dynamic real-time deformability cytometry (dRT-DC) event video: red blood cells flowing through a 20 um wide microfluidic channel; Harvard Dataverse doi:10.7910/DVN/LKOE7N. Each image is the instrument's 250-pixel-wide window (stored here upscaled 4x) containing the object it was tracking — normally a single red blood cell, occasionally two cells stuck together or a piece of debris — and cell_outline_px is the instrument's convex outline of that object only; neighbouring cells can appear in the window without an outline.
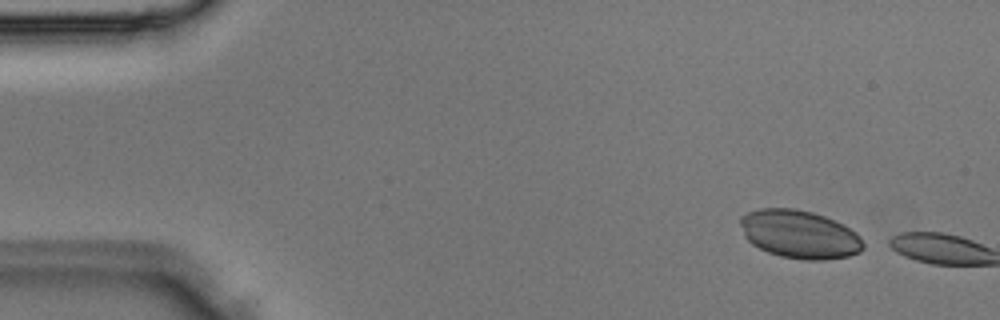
{"species": "Egyptian fruit bat (a non-hibernating species)", "species_latin": "Rousettus aegyptiacus", "temperature_condition": "room temperature", "stored_images_in_passage": 4, "camera_frame_rate_fps": 3000, "um_per_image_px": 0.085, "animal": {"sex": "male"}, "frame": {"image": 1, "passage_image": 1, "time_ms": 0.0, "image_size_px": [1000, 320], "cell_outline_px": [[864, 248], [860, 252], [848, 256], [824, 260], [804, 260], [780, 256], [768, 252], [752, 244], [744, 236], [740, 224], [740, 216], [748, 212], [760, 208], [796, 208], [812, 212], [824, 216], [844, 224], [856, 232], [860, 236], [864, 244]], "centroid_in_image_um": [67.97, 19.91], "position_along_channel_um": 17.0, "area_um2": 34.74}}